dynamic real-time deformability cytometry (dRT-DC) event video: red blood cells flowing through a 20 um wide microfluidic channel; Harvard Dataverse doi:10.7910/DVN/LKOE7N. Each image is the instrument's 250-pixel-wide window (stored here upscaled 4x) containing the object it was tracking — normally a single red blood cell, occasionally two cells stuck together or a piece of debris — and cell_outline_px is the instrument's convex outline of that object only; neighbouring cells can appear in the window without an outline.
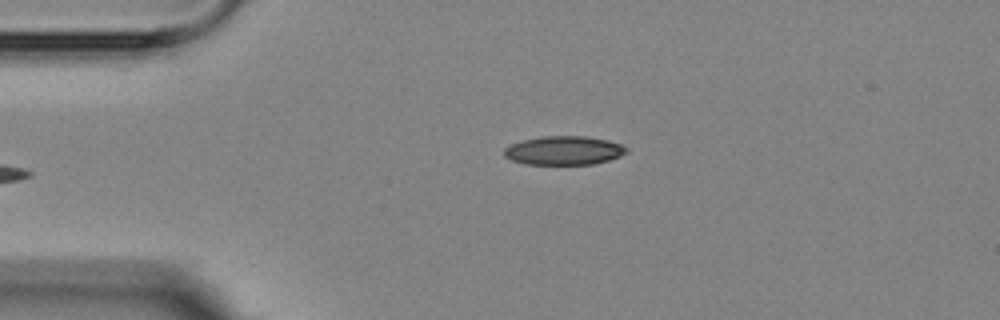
{"species": "Egyptian fruit bat (a non-hibernating species)", "species_latin": "Rousettus aegyptiacus", "temperature_condition": "room temperature", "stored_images_in_passage": 4, "camera_frame_rate_fps": 3000, "um_per_image_px": 0.085, "animal": {"sex": "female"}, "frame": {"image": 1, "passage_image": 4, "time_ms": 3.667, "image_size_px": [1000, 320], "cell_outline_px": [[628, 152], [620, 156], [608, 160], [592, 164], [528, 164], [512, 160], [504, 156], [504, 148], [512, 144], [524, 140], [544, 136], [584, 136], [608, 140], [620, 144], [628, 148]], "centroid_in_image_um": [47.95, 12.79], "position_along_channel_um": 37.0, "area_um2": 20.35}}